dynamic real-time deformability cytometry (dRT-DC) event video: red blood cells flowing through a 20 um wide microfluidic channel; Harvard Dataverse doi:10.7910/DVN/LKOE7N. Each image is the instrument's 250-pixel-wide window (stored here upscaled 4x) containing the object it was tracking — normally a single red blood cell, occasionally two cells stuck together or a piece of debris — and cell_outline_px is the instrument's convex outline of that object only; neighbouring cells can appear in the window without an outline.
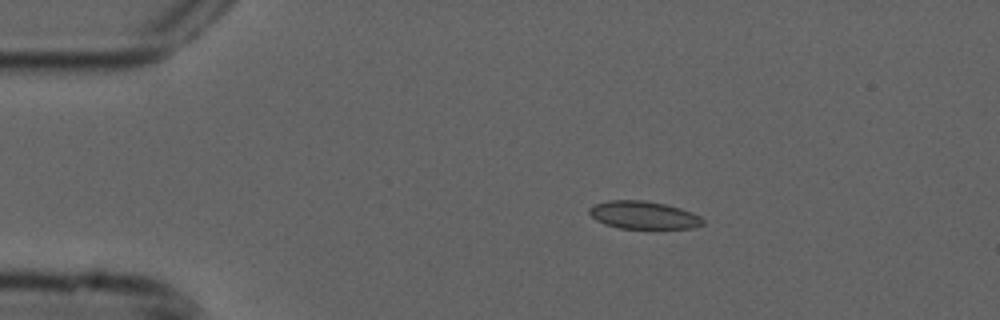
{"species": "common noctule bat (a hibernating species)", "species_latin": "Nyctalus noctula", "temperature_condition": "cold", "stored_images_in_passage": 6, "camera_frame_rate_fps": 3000, "um_per_image_px": 0.085, "animal": {"sex": "male", "forearm_length_mm": 52.5}, "frame": {"image": 1, "passage_image": 1, "time_ms": 0.0, "image_size_px": [1000, 320], "cell_outline_px": [[704, 224], [692, 228], [620, 228], [604, 224], [596, 220], [588, 212], [588, 208], [592, 204], [608, 200], [644, 200], [664, 204], [680, 208], [692, 212], [700, 216], [704, 220]], "centroid_in_image_um": [54.67, 18.27], "position_along_channel_um": 30.3, "area_um2": 18.44}}
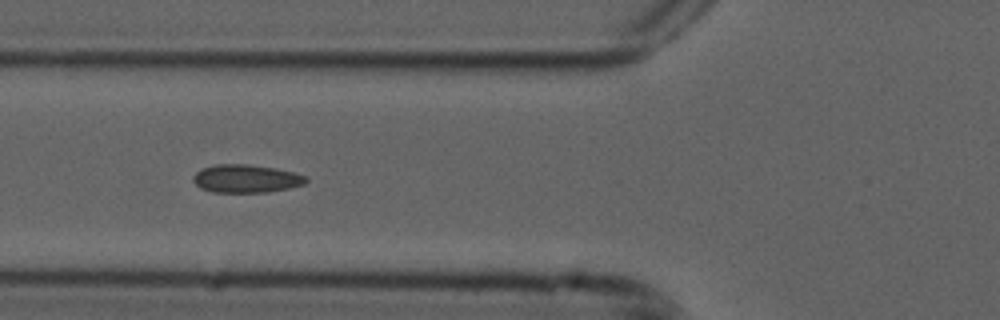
{"frame": {"image": 2, "passage_image": 4, "time_ms": 1.0, "image_size_px": [1000, 320], "cell_outline_px": [[308, 180], [304, 184], [288, 188], [268, 192], [212, 192], [200, 188], [192, 180], [192, 176], [200, 168], [216, 164], [248, 164], [276, 168], [308, 176]], "centroid_in_image_um": [20.89, 15.18], "position_along_channel_um": 104.9, "area_um2": 18.61}}
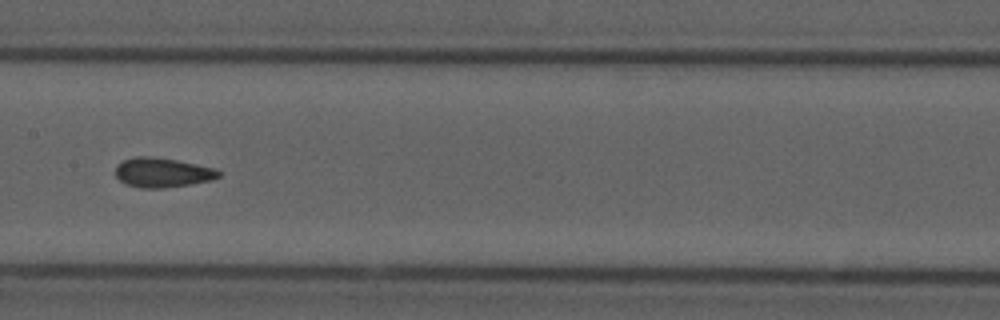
{"frame": {"image": 3, "passage_image": 6, "time_ms": 1.667, "image_size_px": [1000, 320], "cell_outline_px": [[220, 176], [212, 180], [164, 188], [140, 188], [128, 184], [120, 180], [116, 176], [116, 164], [124, 160], [136, 156], [148, 156], [176, 160], [216, 168], [220, 172]], "centroid_in_image_um": [13.8, 14.66], "position_along_channel_um": 193.6, "area_um2": 17.63}}